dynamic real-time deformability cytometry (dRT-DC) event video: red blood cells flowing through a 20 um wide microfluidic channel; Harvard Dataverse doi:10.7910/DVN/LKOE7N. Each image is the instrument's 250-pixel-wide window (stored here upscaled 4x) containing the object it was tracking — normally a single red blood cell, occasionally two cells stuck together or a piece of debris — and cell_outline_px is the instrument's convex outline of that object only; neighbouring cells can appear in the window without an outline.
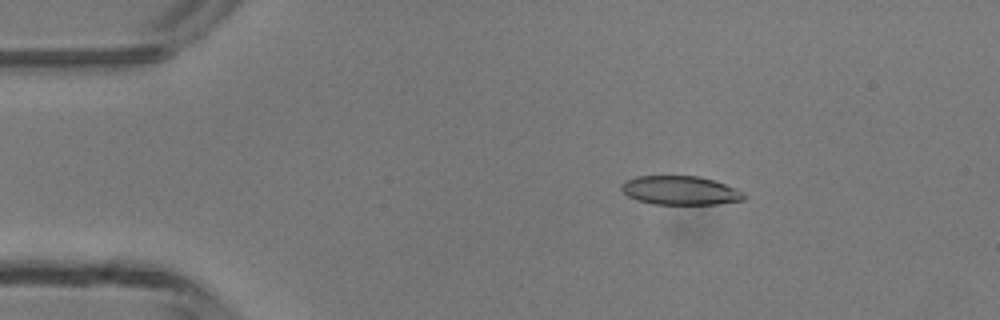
{"species": "common noctule bat (a hibernating species)", "species_latin": "Nyctalus noctula", "temperature_condition": "room temperature", "stored_images_in_passage": 3, "camera_frame_rate_fps": 3000, "um_per_image_px": 0.085, "animal": {"sex": "male", "body_mass_g": 13.3}, "frame": {"image": 1, "passage_image": 2, "time_ms": 1.333, "image_size_px": [1000, 320], "cell_outline_px": [[744, 200], [716, 204], [652, 204], [636, 200], [628, 196], [620, 188], [620, 184], [624, 180], [636, 176], [700, 176], [716, 180], [736, 188], [744, 192]], "centroid_in_image_um": [57.8, 16.18], "position_along_channel_um": 27.2, "area_um2": 20.87}}